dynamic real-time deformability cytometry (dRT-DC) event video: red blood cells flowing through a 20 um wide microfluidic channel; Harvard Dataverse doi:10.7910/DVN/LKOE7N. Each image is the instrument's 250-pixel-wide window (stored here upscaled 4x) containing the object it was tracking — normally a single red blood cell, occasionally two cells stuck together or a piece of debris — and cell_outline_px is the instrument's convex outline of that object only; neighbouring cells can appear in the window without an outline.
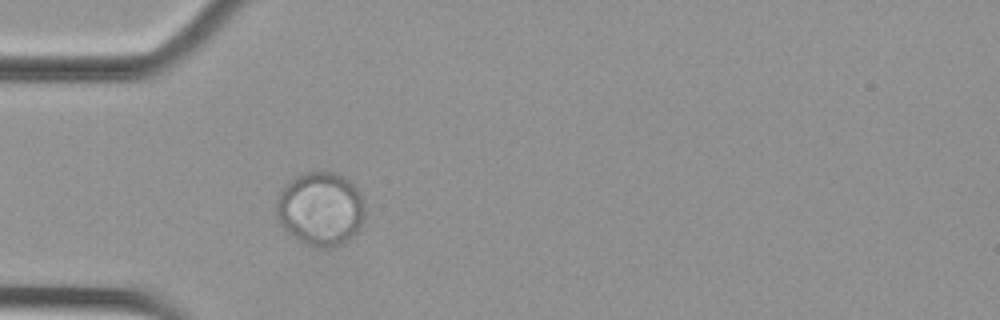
{"species": "Egyptian fruit bat (a non-hibernating species)", "species_latin": "Rousettus aegyptiacus", "temperature_condition": "cold", "stored_images_in_passage": 39, "camera_frame_rate_fps": 3000, "um_per_image_px": 0.085, "animal": {"sex": "female"}, "frame": {"image": 1, "passage_image": 1, "time_ms": 0.0, "image_size_px": [1000, 320], "cell_outline_px": [[364, 220], [360, 228], [344, 244], [328, 248], [316, 248], [304, 244], [296, 240], [284, 228], [276, 212], [276, 196], [296, 176], [304, 172], [336, 172], [344, 176], [356, 188], [360, 196], [364, 208]], "centroid_in_image_um": [27.24, 17.78], "position_along_channel_um": 57.8, "area_um2": 38.09}}
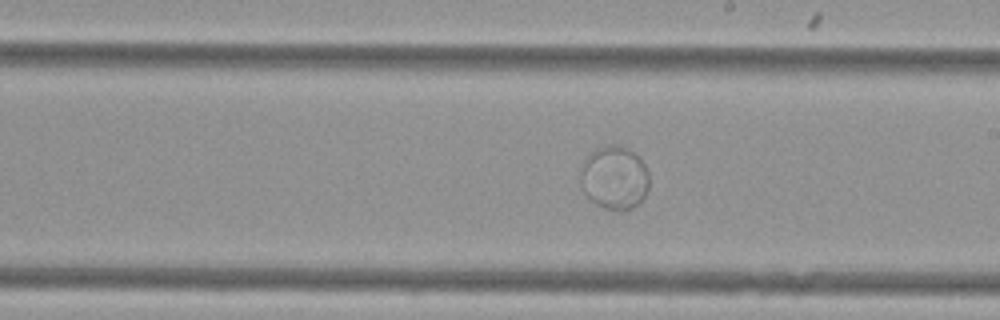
{"frame": {"image": 2, "passage_image": 16, "time_ms": 5.0, "image_size_px": [1000, 320], "cell_outline_px": [[648, 188], [644, 196], [632, 208], [624, 212], [616, 212], [604, 208], [596, 204], [580, 188], [580, 172], [588, 156], [596, 148], [608, 144], [620, 144], [628, 148], [644, 164], [648, 172]], "centroid_in_image_um": [52.21, 15.12], "position_along_channel_um": 236.8, "area_um2": 25.49}}
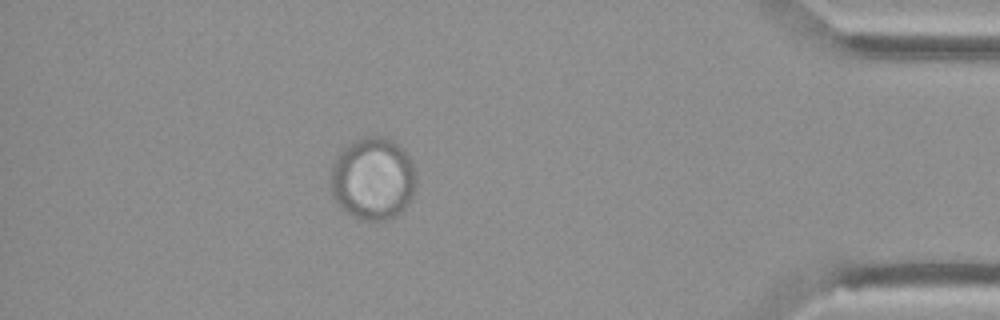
{"frame": {"image": 3, "passage_image": 33, "time_ms": 10.667, "image_size_px": [1000, 320], "cell_outline_px": [[416, 180], [412, 196], [408, 204], [396, 216], [388, 220], [364, 220], [352, 216], [340, 208], [332, 196], [332, 164], [340, 148], [364, 136], [384, 136], [392, 140], [404, 148], [412, 160], [416, 176]], "centroid_in_image_um": [31.7, 15.17], "position_along_channel_um": 403.5, "area_um2": 41.62}}